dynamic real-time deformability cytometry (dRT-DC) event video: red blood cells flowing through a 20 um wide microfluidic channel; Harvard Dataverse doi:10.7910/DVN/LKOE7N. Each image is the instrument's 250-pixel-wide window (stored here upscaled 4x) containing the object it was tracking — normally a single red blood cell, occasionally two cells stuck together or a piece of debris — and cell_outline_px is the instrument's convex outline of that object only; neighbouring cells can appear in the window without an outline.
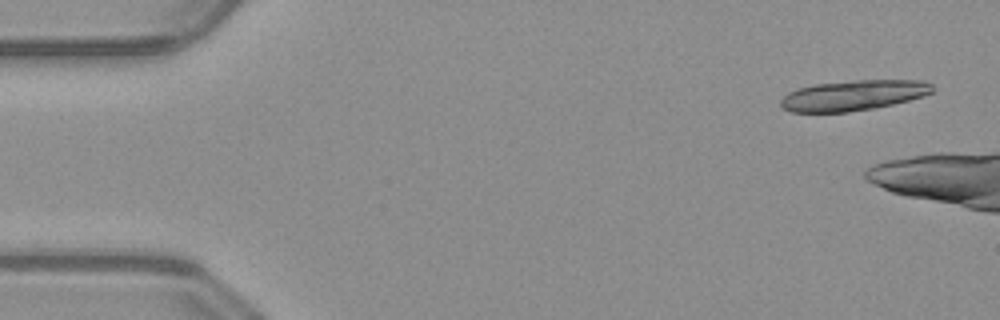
{"species": "common noctule bat (a hibernating species)", "species_latin": "Nyctalus noctula", "temperature_condition": "warm", "stored_images_in_passage": 12, "camera_frame_rate_fps": 3000, "um_per_image_px": 0.085, "animal": {"sex": "male", "body_mass_g": 23.1, "forearm_length_mm": 52.7}, "frame": {"image": 1, "passage_image": 1, "time_ms": 0.0, "image_size_px": [1000, 320], "cell_outline_px": [[932, 92], [908, 100], [868, 108], [844, 112], [792, 112], [784, 108], [780, 104], [784, 96], [800, 88], [816, 84], [856, 80], [916, 80], [932, 84]], "centroid_in_image_um": [72.51, 8.09], "position_along_channel_um": 12.5, "area_um2": 25.95}}